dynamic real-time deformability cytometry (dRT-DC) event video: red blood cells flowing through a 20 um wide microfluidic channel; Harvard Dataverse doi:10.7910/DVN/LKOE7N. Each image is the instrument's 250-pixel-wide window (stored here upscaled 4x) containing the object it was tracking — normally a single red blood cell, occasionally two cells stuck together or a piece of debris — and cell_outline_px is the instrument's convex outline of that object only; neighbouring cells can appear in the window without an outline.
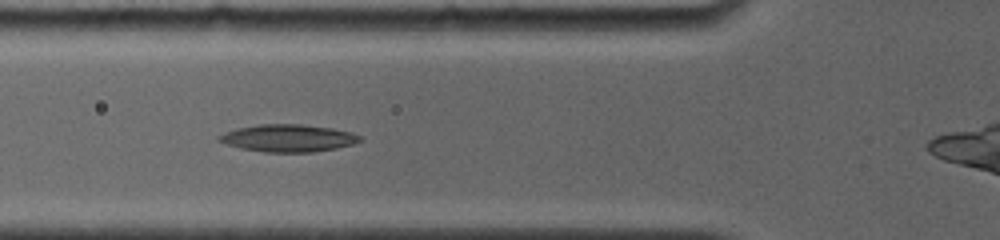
{"species": "common noctule bat (a hibernating species)", "species_latin": "Nyctalus noctula", "temperature_condition": "room temperature", "stored_images_in_passage": 23, "camera_frame_rate_fps": 4000, "um_per_image_px": 0.085, "animal": {"sex": "female", "body_mass_g": 19.0, "forearm_length_mm": 56.7}, "frame": {"image": 1, "passage_image": 4, "time_ms": 3.0, "image_size_px": [1000, 240], "cell_outline_px": [[360, 140], [352, 144], [336, 148], [312, 152], [264, 152], [240, 148], [216, 140], [216, 136], [224, 132], [236, 128], [256, 124], [300, 124], [332, 128], [352, 132], [360, 136]], "centroid_in_image_um": [24.43, 11.73], "position_along_channel_um": 101.4, "area_um2": 22.48}}
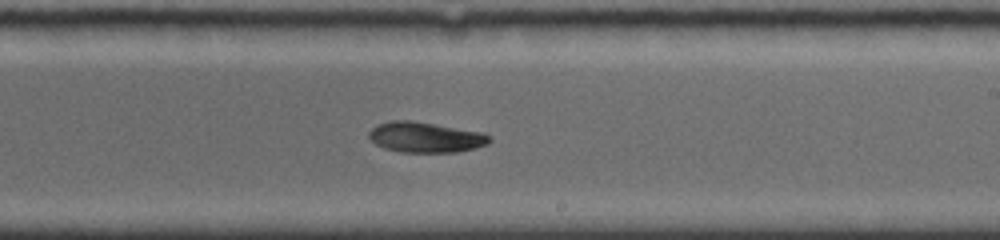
{"frame": {"image": 2, "passage_image": 10, "time_ms": 7.0, "image_size_px": [1000, 240], "cell_outline_px": [[492, 140], [488, 144], [476, 148], [456, 152], [400, 152], [384, 148], [376, 144], [368, 136], [368, 132], [376, 124], [392, 120], [412, 120], [484, 132]], "centroid_in_image_um": [36.16, 11.66], "position_along_channel_um": 252.8, "area_um2": 21.56}}
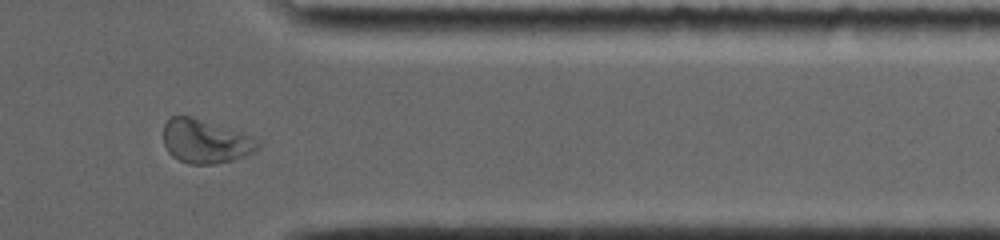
{"frame": {"image": 3, "passage_image": 19, "time_ms": 10.75, "image_size_px": [1000, 240], "cell_outline_px": [[260, 148], [256, 152], [232, 160], [212, 164], [188, 164], [172, 156], [168, 152], [164, 144], [164, 124], [172, 116], [188, 116], [240, 132], [260, 140]], "centroid_in_image_um": [17.47, 12.03], "position_along_channel_um": 393.9, "area_um2": 23.87}}